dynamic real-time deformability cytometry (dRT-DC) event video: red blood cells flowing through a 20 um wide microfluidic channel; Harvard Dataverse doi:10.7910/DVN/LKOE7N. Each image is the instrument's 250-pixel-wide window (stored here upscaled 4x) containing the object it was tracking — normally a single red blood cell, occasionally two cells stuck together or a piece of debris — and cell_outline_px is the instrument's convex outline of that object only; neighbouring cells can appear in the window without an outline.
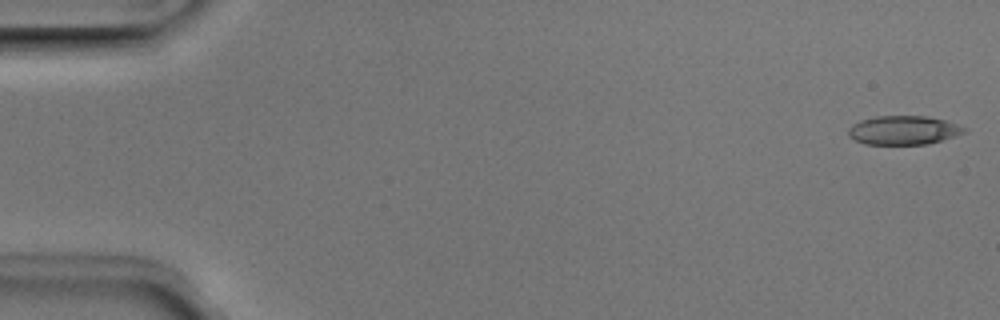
{"species": "Egyptian fruit bat (a non-hibernating species)", "species_latin": "Rousettus aegyptiacus", "temperature_condition": "room temperature", "stored_images_in_passage": 51, "camera_frame_rate_fps": 3000, "um_per_image_px": 0.085, "animal": {"sex": "male"}, "frame": {"image": 1, "passage_image": 1, "time_ms": 0.0, "image_size_px": [1000, 320], "cell_outline_px": [[968, 132], [928, 144], [864, 144], [848, 136], [848, 128], [852, 124], [860, 120], [876, 116], [928, 116], [944, 120], [968, 128]], "centroid_in_image_um": [76.8, 11.06], "position_along_channel_um": 8.2, "area_um2": 19.59}}
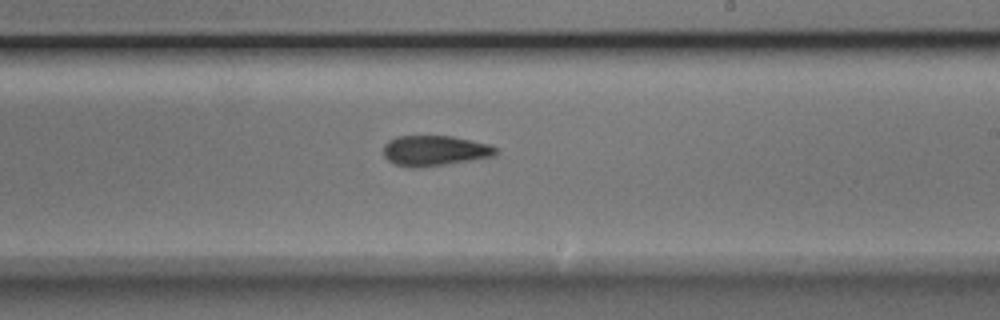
{"frame": {"image": 2, "passage_image": 30, "time_ms": 9.667, "image_size_px": [1000, 320], "cell_outline_px": [[496, 156], [424, 168], [408, 168], [396, 164], [388, 160], [384, 156], [384, 144], [388, 140], [396, 136], [452, 136], [492, 144], [496, 148]], "centroid_in_image_um": [36.96, 12.81], "position_along_channel_um": 252.0, "area_um2": 20.23}}
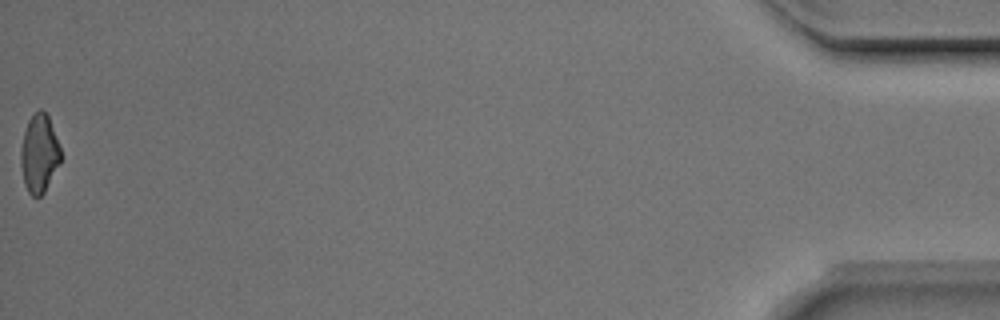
{"frame": {"image": 3, "passage_image": 51, "time_ms": 16.667, "image_size_px": [1000, 320], "cell_outline_px": [[60, 160], [44, 192], [40, 196], [32, 196], [28, 192], [24, 184], [20, 164], [20, 152], [24, 132], [28, 120], [40, 108], [48, 116], [60, 148]], "centroid_in_image_um": [3.3, 13.06], "position_along_channel_um": 431.9, "area_um2": 17.8}, "authors_computed_cell_mechanics": {"area_um2": 19.9988, "velocity_mm_per_s": 3.9745, "shape_relaxation_time_tau1_ms": 3.9103, "shape_relaxation_time_tau2_ms": 3.3354, "deformation_change_tau1": 0.1234, "deformation_change_tau2": 0.1164}}